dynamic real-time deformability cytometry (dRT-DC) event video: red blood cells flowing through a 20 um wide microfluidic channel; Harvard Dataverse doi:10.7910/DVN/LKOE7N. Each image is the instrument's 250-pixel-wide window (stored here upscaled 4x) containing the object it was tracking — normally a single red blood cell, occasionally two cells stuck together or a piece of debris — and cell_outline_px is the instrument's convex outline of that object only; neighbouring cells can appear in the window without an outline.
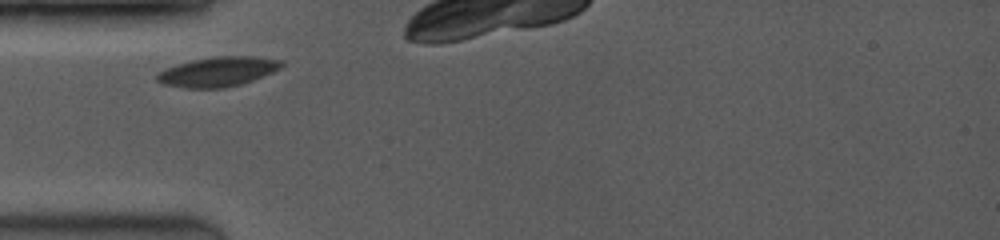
{"species": "common noctule bat (a hibernating species)", "species_latin": "Nyctalus noctula", "temperature_condition": "room temperature", "stored_images_in_passage": 5, "camera_frame_rate_fps": 3500, "um_per_image_px": 0.085, "animal": {"sex": "female", "body_mass_g": 19.0, "forearm_length_mm": 53.3}, "frame": {"image": 1, "passage_image": 1, "time_ms": 0.0, "image_size_px": [1000, 240], "cell_outline_px": [[284, 64], [280, 68], [272, 72], [252, 80], [240, 84], [224, 88], [184, 88], [164, 84], [156, 80], [156, 72], [192, 60], [216, 56], [252, 56], [284, 60]], "centroid_in_image_um": [18.53, 6.09], "position_along_channel_um": 66.5, "area_um2": 21.39}}
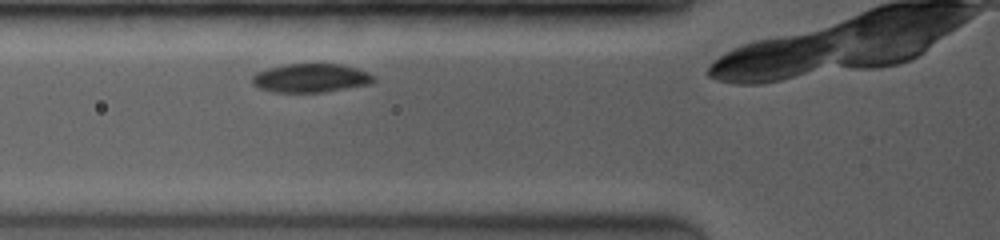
{"frame": {"image": 2, "passage_image": 2, "time_ms": 0.857, "image_size_px": [1000, 240], "cell_outline_px": [[376, 80], [372, 84], [324, 92], [272, 92], [260, 88], [252, 84], [252, 76], [256, 72], [268, 68], [284, 64], [340, 64], [356, 68], [368, 72], [376, 76]], "centroid_in_image_um": [26.44, 6.63], "position_along_channel_um": 99.4, "area_um2": 20.52}}